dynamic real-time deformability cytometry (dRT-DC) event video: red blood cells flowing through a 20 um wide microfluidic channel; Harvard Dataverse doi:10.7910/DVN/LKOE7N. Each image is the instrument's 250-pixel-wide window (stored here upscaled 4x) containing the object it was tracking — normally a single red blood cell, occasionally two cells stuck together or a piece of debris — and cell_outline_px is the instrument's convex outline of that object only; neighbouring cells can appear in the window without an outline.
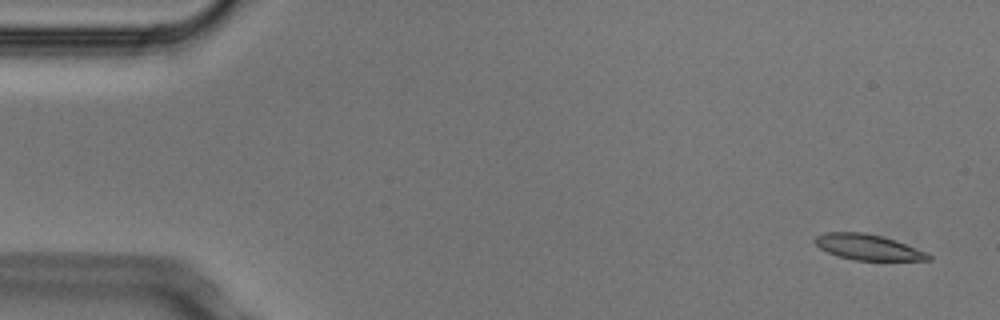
{"species": "Egyptian fruit bat (a non-hibernating species)", "species_latin": "Rousettus aegyptiacus", "temperature_condition": "cold", "stored_images_in_passage": 6, "camera_frame_rate_fps": 3000, "um_per_image_px": 0.085, "animal": {"sex": "male"}, "frame": {"image": 1, "passage_image": 1, "time_ms": 0.0, "image_size_px": [1000, 320], "cell_outline_px": [[932, 260], [852, 260], [836, 256], [820, 248], [812, 240], [816, 236], [824, 232], [864, 232], [896, 240], [928, 252], [932, 256]], "centroid_in_image_um": [73.78, 21.01], "position_along_channel_um": 11.2, "area_um2": 17.11}}
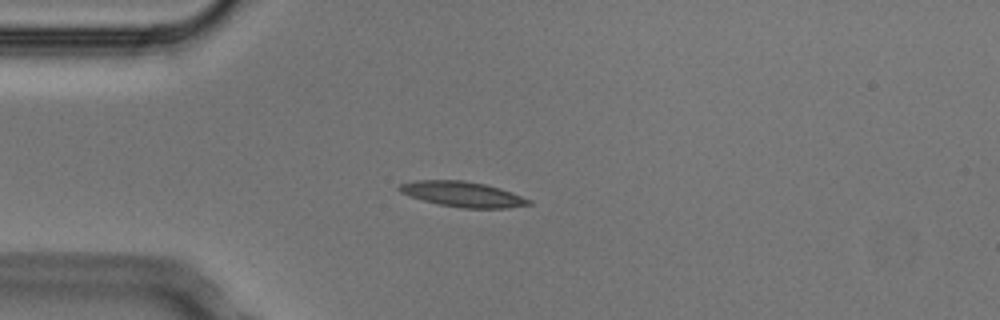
{"frame": {"image": 2, "passage_image": 4, "time_ms": 1.0, "image_size_px": [1000, 320], "cell_outline_px": [[532, 204], [508, 208], [460, 208], [440, 204], [424, 200], [400, 192], [396, 188], [400, 184], [416, 180], [464, 180], [484, 184], [500, 188], [512, 192], [532, 200]], "centroid_in_image_um": [39.35, 16.5], "position_along_channel_um": 45.6, "area_um2": 19.02}}
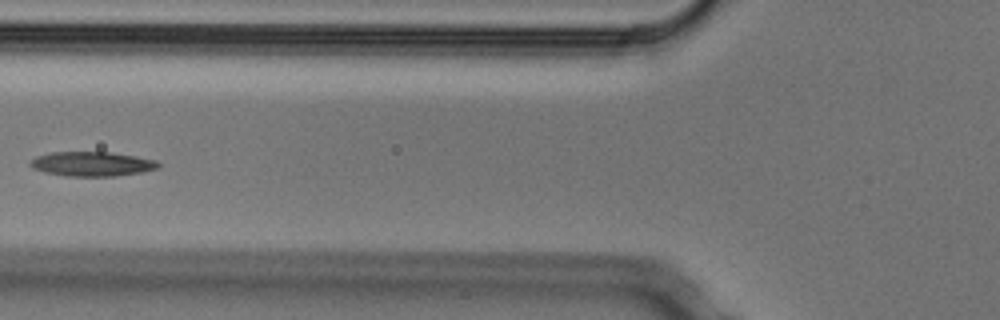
{"frame": {"image": 3, "passage_image": 6, "time_ms": 1.667, "image_size_px": [1000, 320], "cell_outline_px": [[160, 168], [140, 172], [116, 176], [68, 176], [44, 172], [32, 168], [28, 164], [28, 160], [36, 156], [52, 152], [112, 152], [136, 156], [156, 160], [160, 164]], "centroid_in_image_um": [7.79, 13.93], "position_along_channel_um": 118.0, "area_um2": 18.44}}